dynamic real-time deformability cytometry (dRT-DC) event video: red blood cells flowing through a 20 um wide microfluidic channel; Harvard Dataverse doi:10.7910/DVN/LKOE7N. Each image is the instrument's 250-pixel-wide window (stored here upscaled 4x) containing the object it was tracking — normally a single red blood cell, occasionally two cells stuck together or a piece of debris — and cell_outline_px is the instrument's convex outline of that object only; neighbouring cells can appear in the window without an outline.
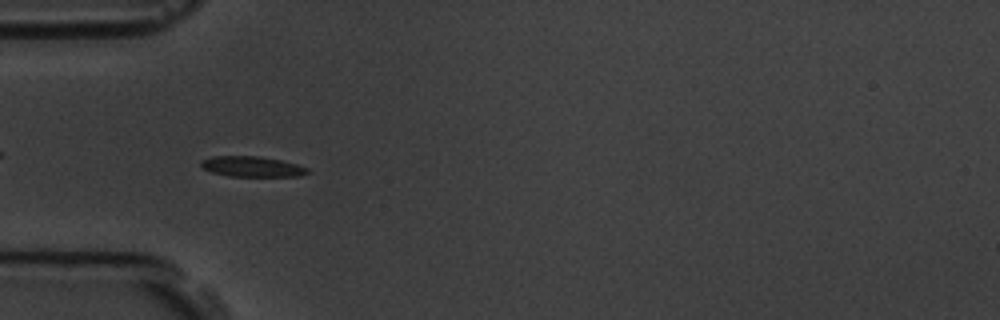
{"species": "common noctule bat (a hibernating species)", "species_latin": "Nyctalus noctula", "temperature_condition": "room temperature", "stored_images_in_passage": 5, "camera_frame_rate_fps": 3000, "um_per_image_px": 0.085, "animal": {"sex": "male", "body_mass_g": 19.5, "forearm_length_mm": 54.6}, "frame": {"image": 1, "passage_image": 4, "time_ms": 4.333, "image_size_px": [1000, 320], "cell_outline_px": [[312, 172], [300, 176], [228, 176], [212, 172], [204, 168], [200, 164], [200, 160], [212, 156], [260, 156], [280, 160], [296, 164], [308, 168]], "centroid_in_image_um": [21.44, 14.16], "position_along_channel_um": 63.6, "area_um2": 12.72}}
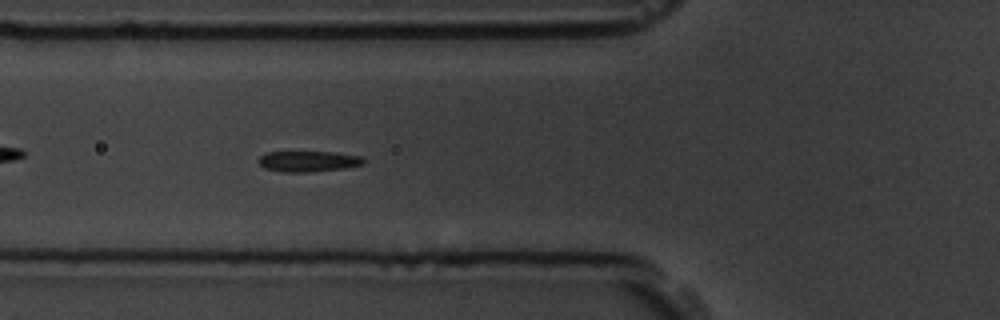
{"frame": {"image": 2, "passage_image": 5, "time_ms": 5.333, "image_size_px": [1000, 320], "cell_outline_px": [[364, 164], [344, 168], [308, 172], [284, 172], [264, 168], [256, 160], [264, 152], [336, 152], [364, 156]], "centroid_in_image_um": [26.2, 13.7], "position_along_channel_um": 99.6, "area_um2": 12.83}}